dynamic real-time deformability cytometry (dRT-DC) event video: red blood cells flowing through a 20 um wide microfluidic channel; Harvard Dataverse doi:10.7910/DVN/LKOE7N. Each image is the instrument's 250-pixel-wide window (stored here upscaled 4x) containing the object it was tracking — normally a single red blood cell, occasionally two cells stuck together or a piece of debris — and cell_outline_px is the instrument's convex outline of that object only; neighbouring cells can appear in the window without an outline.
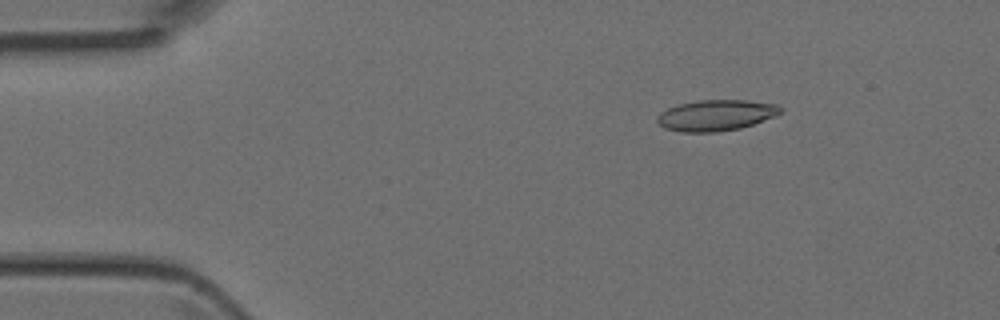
{"species": "Egyptian fruit bat (a non-hibernating species)", "species_latin": "Rousettus aegyptiacus", "temperature_condition": "room temperature", "stored_images_in_passage": 47, "camera_frame_rate_fps": 3000, "um_per_image_px": 0.085, "animal": {"sex": "female"}, "frame": {"image": 1, "passage_image": 7, "time_ms": 2.0, "image_size_px": [1000, 320], "cell_outline_px": [[784, 108], [776, 116], [740, 128], [716, 132], [680, 132], [664, 128], [656, 120], [656, 116], [660, 112], [668, 108], [680, 104], [700, 100], [748, 100], [776, 104]], "centroid_in_image_um": [60.85, 9.8], "position_along_channel_um": 24.1, "area_um2": 22.25}}
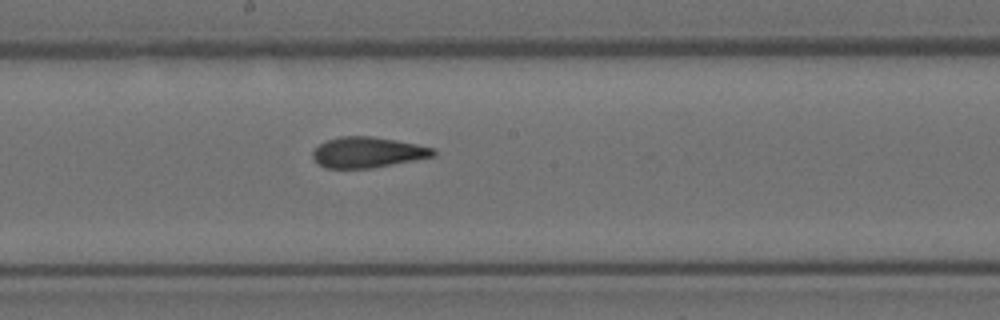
{"frame": {"image": 2, "passage_image": 25, "time_ms": 8.0, "image_size_px": [1000, 320], "cell_outline_px": [[436, 156], [372, 168], [324, 168], [312, 156], [312, 152], [320, 144], [328, 140], [340, 136], [372, 136], [396, 140], [436, 148]], "centroid_in_image_um": [31.29, 12.94], "position_along_channel_um": 216.9, "area_um2": 21.5}}
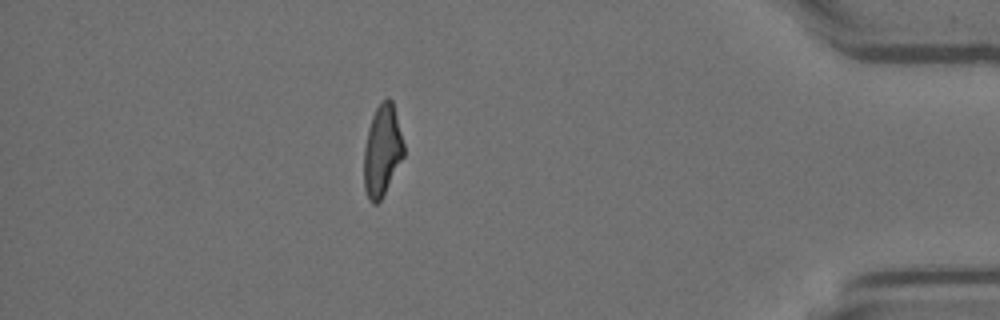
{"frame": {"image": 3, "passage_image": 41, "time_ms": 13.333, "image_size_px": [1000, 320], "cell_outline_px": [[404, 156], [380, 200], [376, 204], [372, 204], [368, 200], [364, 188], [364, 148], [368, 128], [372, 116], [376, 108], [388, 96], [392, 100], [404, 144]], "centroid_in_image_um": [32.47, 12.81], "position_along_channel_um": 402.7, "area_um2": 21.04}}